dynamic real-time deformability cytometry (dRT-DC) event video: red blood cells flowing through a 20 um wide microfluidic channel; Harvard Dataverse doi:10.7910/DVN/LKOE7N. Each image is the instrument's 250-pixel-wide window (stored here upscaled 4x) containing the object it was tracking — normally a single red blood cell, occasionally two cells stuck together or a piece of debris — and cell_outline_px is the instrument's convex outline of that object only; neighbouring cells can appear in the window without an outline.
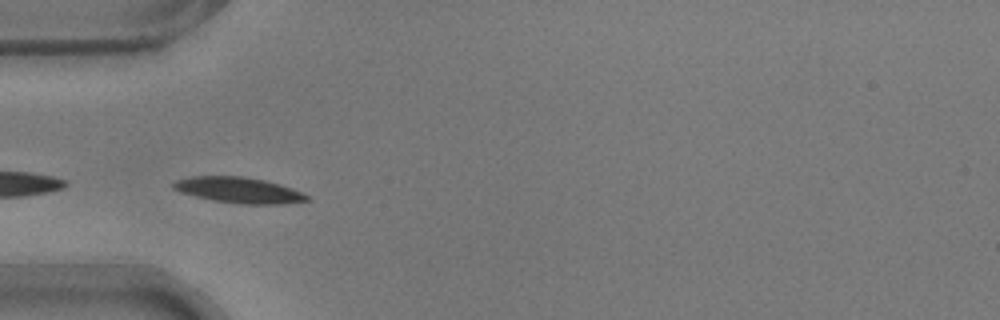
{"species": "common noctule bat (a hibernating species)", "species_latin": "Nyctalus noctula", "temperature_condition": "warm", "stored_images_in_passage": 30, "camera_frame_rate_fps": 3000, "um_per_image_px": 0.085, "animal": {"sex": "male", "body_mass_g": 17.9}, "frame": {"image": 1, "passage_image": 6, "time_ms": 1.667, "image_size_px": [1000, 320], "cell_outline_px": [[308, 200], [284, 204], [240, 204], [212, 200], [180, 192], [172, 188], [172, 184], [176, 180], [192, 176], [244, 176], [264, 180], [280, 184], [292, 188], [308, 196]], "centroid_in_image_um": [20.27, 16.16], "position_along_channel_um": 64.7, "area_um2": 20.0}}
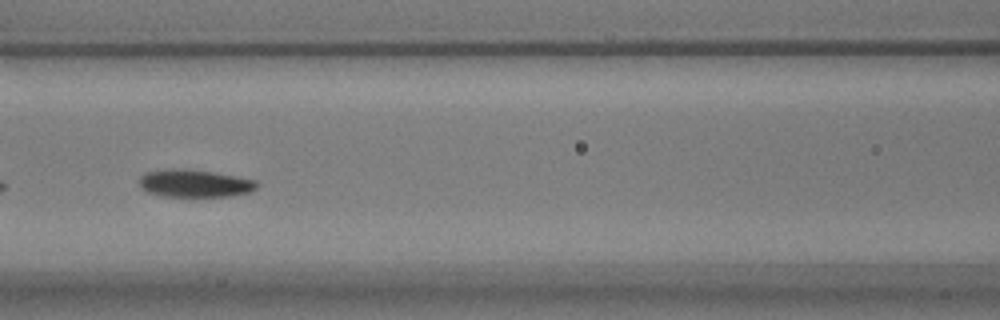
{"frame": {"image": 2, "passage_image": 13, "time_ms": 4.0, "image_size_px": [1000, 320], "cell_outline_px": [[260, 184], [256, 188], [248, 192], [228, 196], [160, 196], [148, 192], [140, 188], [140, 176], [144, 172], [168, 168], [176, 168], [212, 172], [256, 180]], "centroid_in_image_um": [16.5, 15.58], "position_along_channel_um": 150.1, "area_um2": 18.84}}
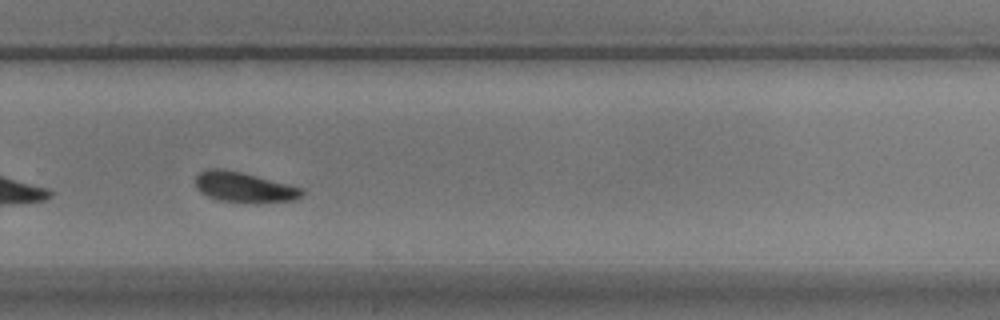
{"frame": {"image": 3, "passage_image": 26, "time_ms": 8.333, "image_size_px": [1000, 320], "cell_outline_px": [[304, 192], [296, 200], [256, 204], [216, 200], [200, 192], [196, 188], [196, 176], [200, 172], [208, 168], [224, 168], [304, 188]], "centroid_in_image_um": [20.75, 15.93], "position_along_channel_um": 309.1, "area_um2": 19.07}}